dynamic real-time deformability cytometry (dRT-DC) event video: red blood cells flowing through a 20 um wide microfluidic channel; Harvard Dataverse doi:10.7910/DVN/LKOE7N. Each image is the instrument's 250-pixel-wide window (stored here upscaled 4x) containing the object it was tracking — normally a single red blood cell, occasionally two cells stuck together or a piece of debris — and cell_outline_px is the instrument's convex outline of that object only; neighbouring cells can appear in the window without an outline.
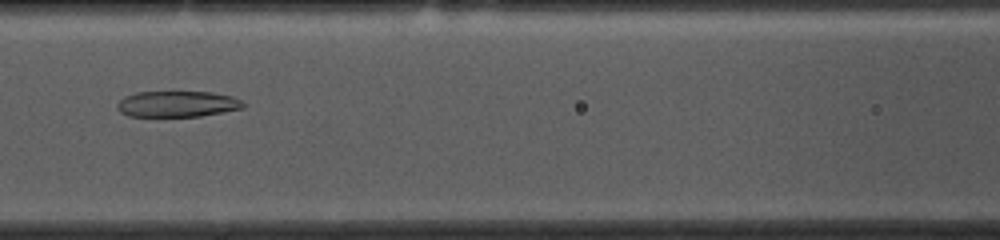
{"species": "common noctule bat (a hibernating species)", "species_latin": "Nyctalus noctula", "temperature_condition": "cold", "stored_images_in_passage": 53, "camera_frame_rate_fps": 3000, "um_per_image_px": 0.085, "animal": {"sex": "female", "body_mass_g": 10.0, "forearm_length_mm": 53.1}, "frame": {"image": 1, "passage_image": 22, "time_ms": 7.0, "image_size_px": [1000, 240], "cell_outline_px": [[244, 108], [200, 116], [128, 116], [120, 112], [116, 108], [116, 104], [124, 96], [136, 92], [212, 92], [232, 96], [244, 100]], "centroid_in_image_um": [15.07, 8.83], "position_along_channel_um": 151.5, "area_um2": 19.19}}
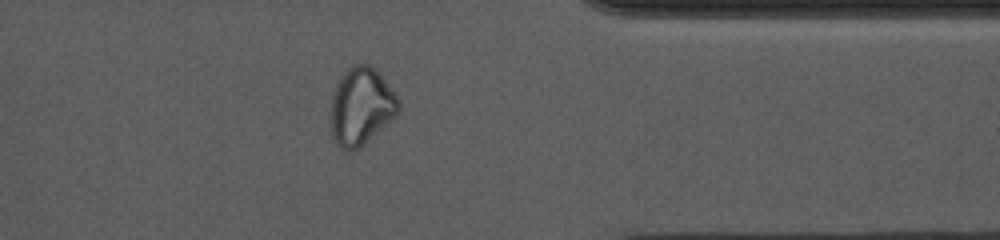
{"frame": {"image": 2, "passage_image": 42, "time_ms": 13.667, "image_size_px": [1000, 240], "cell_outline_px": [[400, 108], [396, 116], [360, 148], [340, 148], [336, 144], [332, 136], [328, 112], [328, 108], [332, 92], [340, 76], [352, 64], [368, 64], [384, 80], [396, 96], [400, 104]], "centroid_in_image_um": [30.63, 9.05], "position_along_channel_um": 380.8, "area_um2": 30.75}}
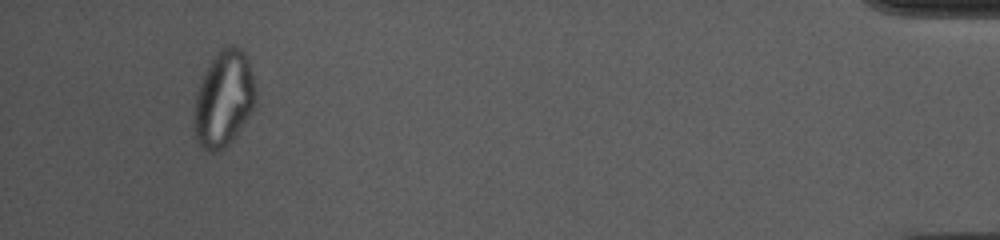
{"frame": {"image": 3, "passage_image": 50, "time_ms": 16.333, "image_size_px": [1000, 240], "cell_outline_px": [[256, 108], [236, 136], [220, 152], [208, 152], [200, 148], [196, 140], [192, 120], [196, 92], [212, 60], [220, 48], [224, 44], [232, 44], [240, 48], [248, 56], [256, 92]], "centroid_in_image_um": [19.03, 8.44], "position_along_channel_um": 416.2, "area_um2": 35.26}, "authors_computed_cell_mechanics": {"area_um2": 26.9348, "velocity_mm_per_s": 3.6521, "shape_relaxation_time_tau1_ms": null, "shape_relaxation_time_tau2_ms": 3.2287, "deformation_change_tau1": null, "deformation_change_tau2": 0.0935}}